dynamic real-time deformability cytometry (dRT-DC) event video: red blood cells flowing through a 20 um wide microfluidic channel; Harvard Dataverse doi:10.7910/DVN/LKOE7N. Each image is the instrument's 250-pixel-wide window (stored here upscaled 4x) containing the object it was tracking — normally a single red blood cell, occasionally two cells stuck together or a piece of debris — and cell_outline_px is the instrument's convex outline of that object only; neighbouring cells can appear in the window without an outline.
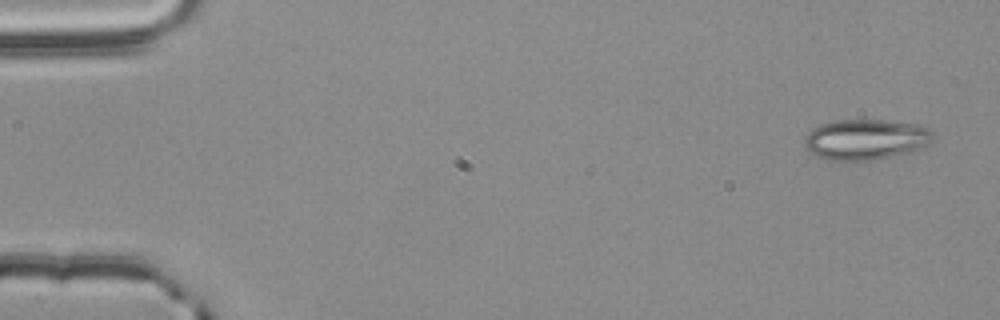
{"species": "common noctule bat (a hibernating species)", "species_latin": "Nyctalus noctula", "temperature_condition": "room temperature", "stored_images_in_passage": 54, "camera_frame_rate_fps": 3000, "um_per_image_px": 0.085, "animal": {"sex": "male", "body_mass_g": 20.4}, "frame": {"image": 1, "passage_image": 1, "time_ms": 0.0, "image_size_px": [1000, 320], "cell_outline_px": [[936, 136], [924, 148], [916, 152], [868, 160], [828, 160], [816, 156], [804, 144], [804, 136], [812, 128], [820, 124], [836, 120], [888, 120], [916, 124], [928, 128]], "centroid_in_image_um": [73.63, 11.85], "position_along_channel_um": 11.4, "area_um2": 30.69}}
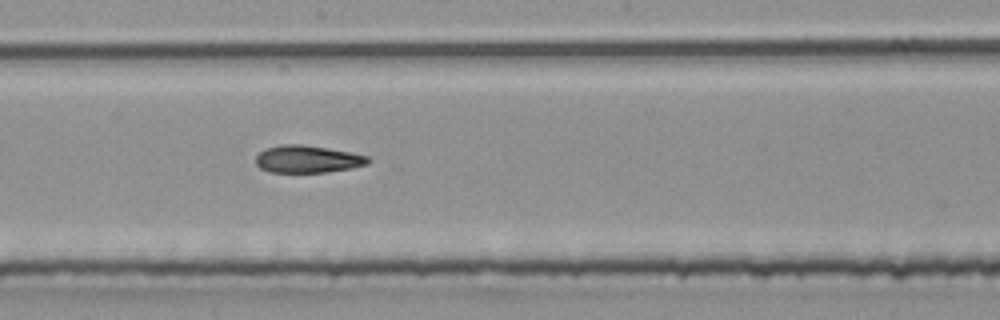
{"frame": {"image": 2, "passage_image": 29, "time_ms": 9.333, "image_size_px": [1000, 320], "cell_outline_px": [[372, 160], [368, 164], [352, 168], [324, 172], [272, 172], [260, 168], [256, 164], [256, 156], [264, 148], [280, 144], [300, 144], [328, 148], [368, 156]], "centroid_in_image_um": [26.13, 13.52], "position_along_channel_um": 222.1, "area_um2": 17.92}}
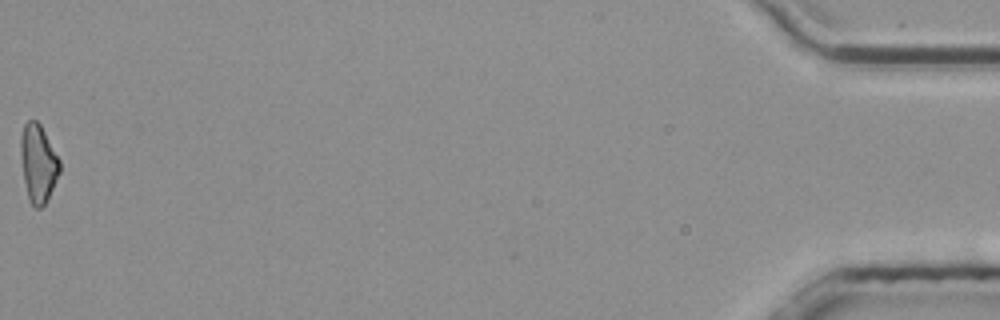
{"frame": {"image": 3, "passage_image": 54, "time_ms": 17.667, "image_size_px": [1000, 320], "cell_outline_px": [[60, 172], [44, 204], [40, 208], [36, 208], [32, 204], [28, 196], [24, 180], [20, 156], [20, 136], [24, 124], [28, 120], [36, 120], [40, 124], [60, 160]], "centroid_in_image_um": [3.23, 13.84], "position_along_channel_um": 432.0, "area_um2": 17.46}, "authors_computed_cell_mechanics": {"area_um2": 18.4671, "velocity_mm_per_s": 3.7977, "shape_relaxation_time_tau1_ms": 11.1714, "shape_relaxation_time_tau2_ms": 4.8895, "deformation_change_tau1": 0.225, "deformation_change_tau2": 0.1374}}